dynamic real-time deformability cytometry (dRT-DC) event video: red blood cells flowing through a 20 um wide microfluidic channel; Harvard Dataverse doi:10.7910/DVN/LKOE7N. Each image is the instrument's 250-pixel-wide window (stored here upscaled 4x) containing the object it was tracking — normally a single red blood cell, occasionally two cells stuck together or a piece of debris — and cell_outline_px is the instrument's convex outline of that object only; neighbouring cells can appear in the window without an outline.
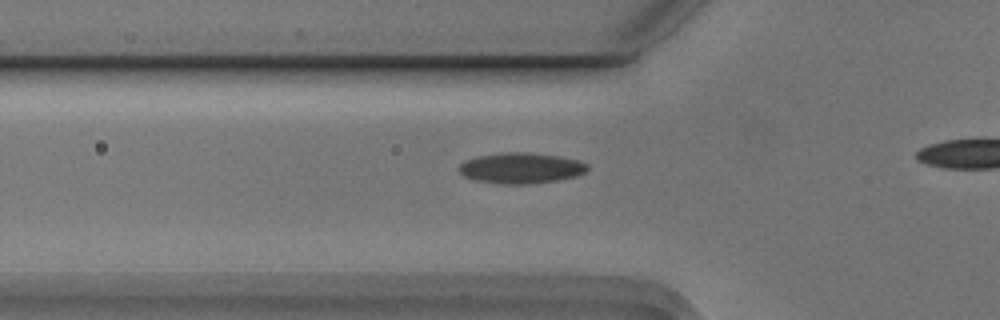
{"species": "Egyptian fruit bat (a non-hibernating species)", "species_latin": "Rousettus aegyptiacus", "temperature_condition": "cold", "stored_images_in_passage": 3, "camera_frame_rate_fps": 3000, "um_per_image_px": 0.085, "animal": {"sex": "male"}, "frame": {"image": 1, "passage_image": 3, "time_ms": 0.667, "image_size_px": [1000, 320], "cell_outline_px": [[588, 168], [584, 172], [576, 176], [556, 180], [524, 184], [504, 184], [476, 180], [464, 176], [460, 172], [460, 164], [464, 160], [476, 156], [504, 152], [528, 152], [556, 156], [580, 160], [588, 164]], "centroid_in_image_um": [44.27, 14.27], "position_along_channel_um": 81.5, "area_um2": 22.83}}